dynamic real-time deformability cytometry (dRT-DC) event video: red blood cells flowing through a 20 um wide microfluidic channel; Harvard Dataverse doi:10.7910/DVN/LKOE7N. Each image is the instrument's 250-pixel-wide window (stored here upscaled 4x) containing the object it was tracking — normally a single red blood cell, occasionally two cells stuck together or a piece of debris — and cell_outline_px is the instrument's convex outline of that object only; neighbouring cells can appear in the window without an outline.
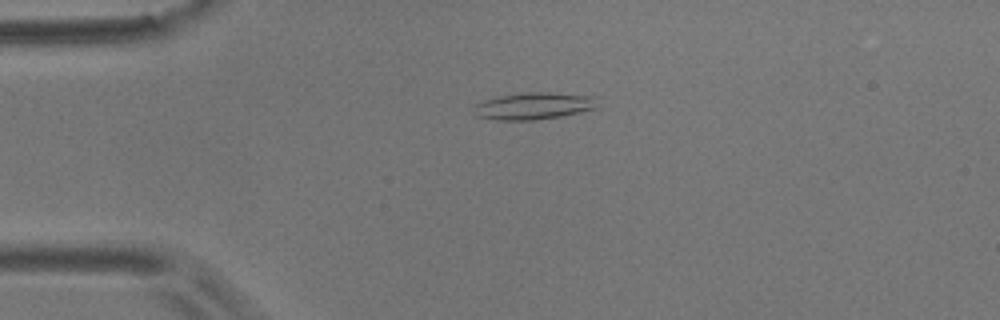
{"species": "common noctule bat (a hibernating species)", "species_latin": "Nyctalus noctula", "temperature_condition": "room temperature", "stored_images_in_passage": 6, "camera_frame_rate_fps": 3000, "um_per_image_px": 0.085, "animal": {"sex": "male", "body_mass_g": 17.9}, "frame": {"image": 1, "passage_image": 6, "time_ms": 1.667, "image_size_px": [1000, 320], "cell_outline_px": [[600, 108], [560, 116], [536, 120], [496, 120], [476, 116], [476, 104], [484, 100], [500, 96], [528, 92], [548, 92], [600, 96]], "centroid_in_image_um": [45.52, 9.0], "position_along_channel_um": 39.5, "area_um2": 19.71}}